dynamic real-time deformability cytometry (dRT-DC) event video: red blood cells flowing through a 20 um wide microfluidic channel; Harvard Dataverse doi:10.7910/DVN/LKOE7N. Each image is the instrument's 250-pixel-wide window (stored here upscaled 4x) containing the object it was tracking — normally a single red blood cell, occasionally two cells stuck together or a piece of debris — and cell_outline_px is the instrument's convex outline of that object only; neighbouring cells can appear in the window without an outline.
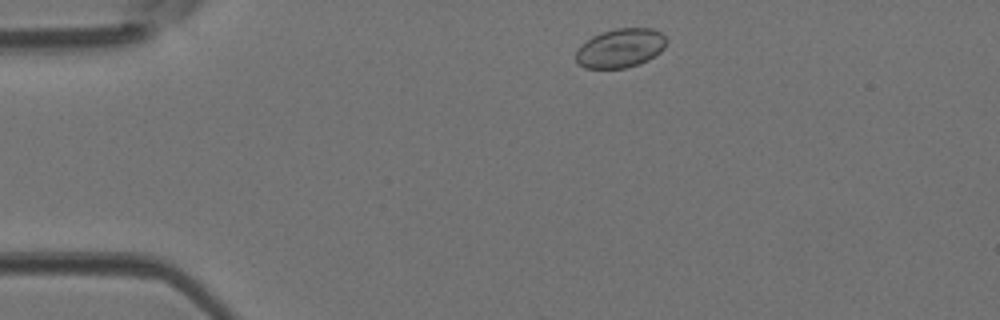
{"species": "Egyptian fruit bat (a non-hibernating species)", "species_latin": "Rousettus aegyptiacus", "temperature_condition": "room temperature", "stored_images_in_passage": 30, "camera_frame_rate_fps": 3000, "um_per_image_px": 0.085, "animal": {"sex": "female"}, "frame": {"image": 1, "passage_image": 3, "time_ms": 0.667, "image_size_px": [1000, 320], "cell_outline_px": [[668, 40], [664, 48], [660, 52], [648, 60], [640, 64], [624, 68], [584, 68], [576, 64], [576, 52], [592, 36], [600, 32], [616, 28], [652, 28], [660, 32]], "centroid_in_image_um": [52.75, 4.09], "position_along_channel_um": 32.3, "area_um2": 20.63}}
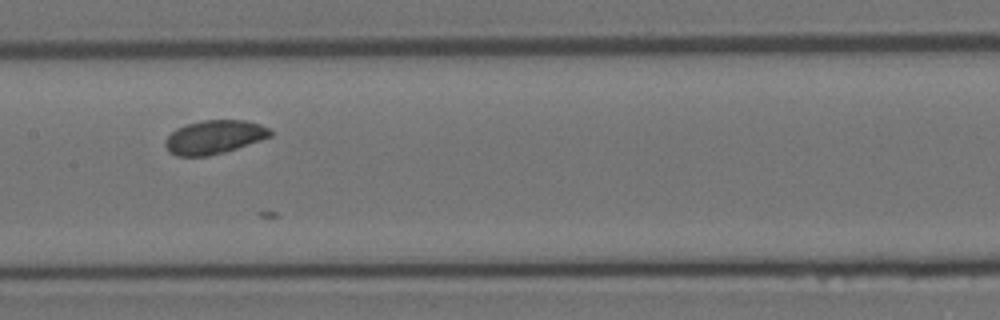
{"frame": {"image": 2, "passage_image": 17, "time_ms": 5.333, "image_size_px": [1000, 320], "cell_outline_px": [[272, 136], [224, 152], [208, 156], [176, 156], [168, 152], [164, 144], [164, 140], [176, 128], [200, 120], [244, 120], [260, 124], [268, 128], [272, 132]], "centroid_in_image_um": [18.17, 11.65], "position_along_channel_um": 189.2, "area_um2": 20.58}}
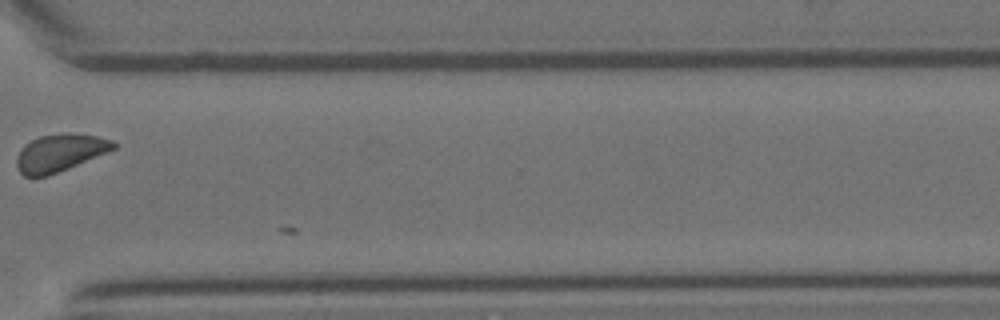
{"frame": {"image": 3, "passage_image": 29, "time_ms": 9.333, "image_size_px": [1000, 320], "cell_outline_px": [[116, 148], [68, 168], [48, 176], [24, 176], [16, 168], [16, 160], [20, 148], [24, 144], [40, 136], [68, 132], [96, 136], [112, 140], [116, 144]], "centroid_in_image_um": [5.05, 12.98], "position_along_channel_um": 365.5, "area_um2": 20.98}}